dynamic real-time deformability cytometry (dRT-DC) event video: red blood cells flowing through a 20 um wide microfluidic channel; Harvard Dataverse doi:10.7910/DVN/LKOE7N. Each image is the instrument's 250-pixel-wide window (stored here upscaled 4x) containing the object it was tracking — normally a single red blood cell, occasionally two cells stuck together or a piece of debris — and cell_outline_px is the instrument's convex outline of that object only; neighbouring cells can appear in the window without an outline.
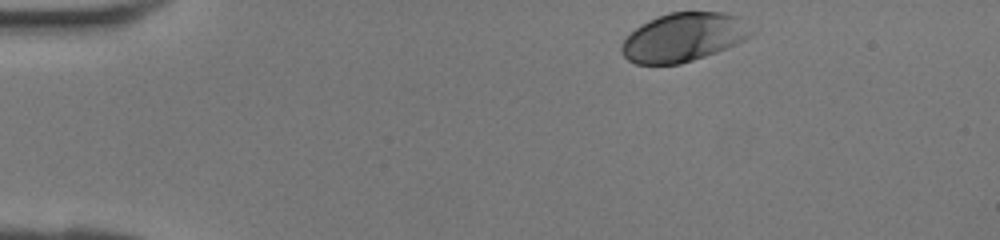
{"species": "human", "species_latin": "Homo sapiens", "temperature_condition": "room temperature", "stored_images_in_passage": 36, "camera_frame_rate_fps": 3000, "um_per_image_px": 0.085, "donor": {"sex": "female"}, "frame": {"image": 1, "passage_image": 1, "time_ms": 0.0, "image_size_px": [1000, 240], "cell_outline_px": [[756, 32], [744, 40], [736, 44], [716, 52], [680, 64], [636, 64], [628, 60], [620, 52], [620, 48], [624, 40], [636, 28], [648, 20], [668, 12], [728, 12], [740, 16]], "centroid_in_image_um": [58.14, 3.15], "position_along_channel_um": 26.9, "area_um2": 36.93}}
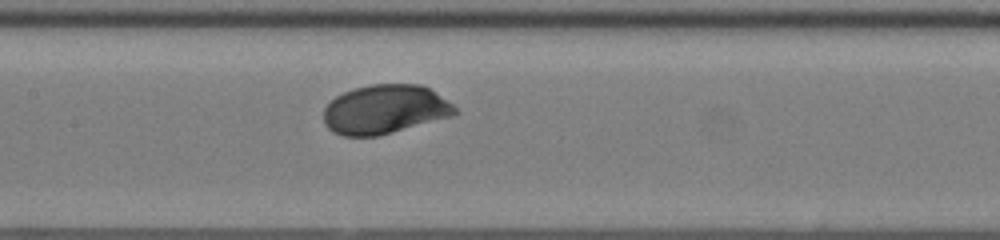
{"frame": {"image": 2, "passage_image": 15, "time_ms": 4.667, "image_size_px": [1000, 240], "cell_outline_px": [[460, 112], [452, 116], [380, 136], [344, 136], [332, 132], [324, 124], [324, 108], [336, 96], [344, 92], [356, 88], [372, 84], [420, 84], [428, 88], [452, 104]], "centroid_in_image_um": [32.71, 9.31], "position_along_channel_um": 174.7, "area_um2": 37.51}}
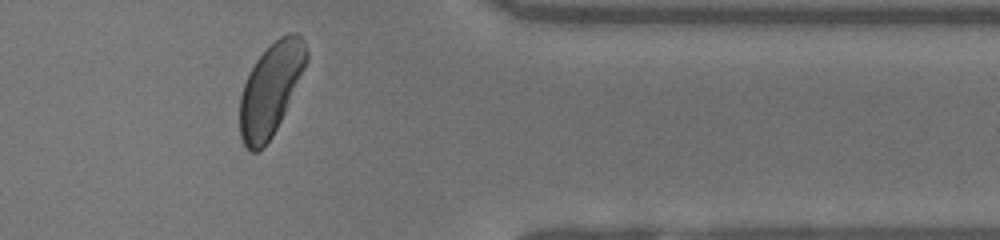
{"frame": {"image": 3, "passage_image": 29, "time_ms": 9.333, "image_size_px": [1000, 240], "cell_outline_px": [[308, 60], [284, 112], [272, 136], [264, 148], [256, 152], [248, 152], [240, 136], [240, 96], [244, 84], [256, 60], [280, 36], [288, 32], [296, 32], [304, 40], [308, 52]], "centroid_in_image_um": [23.0, 7.6], "position_along_channel_um": 388.4, "area_um2": 35.26}}